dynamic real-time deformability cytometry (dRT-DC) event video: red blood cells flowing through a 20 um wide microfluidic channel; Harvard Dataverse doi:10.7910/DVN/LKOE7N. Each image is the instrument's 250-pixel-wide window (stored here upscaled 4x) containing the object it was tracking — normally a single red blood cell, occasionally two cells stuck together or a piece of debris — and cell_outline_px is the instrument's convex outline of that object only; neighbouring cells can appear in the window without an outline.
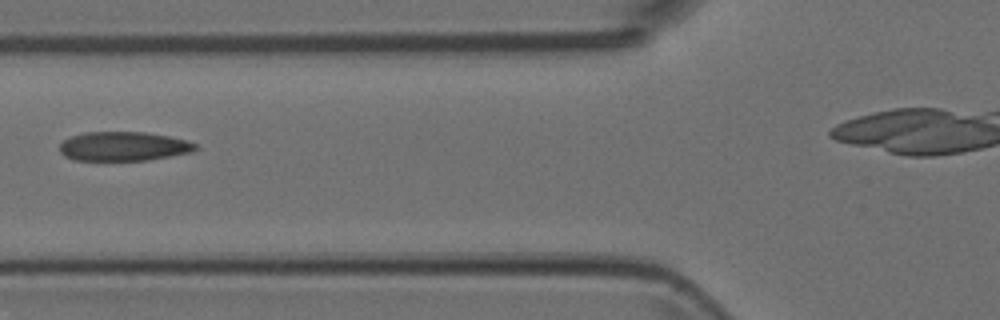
{"species": "Egyptian fruit bat (a non-hibernating species)", "species_latin": "Rousettus aegyptiacus", "temperature_condition": "room temperature", "stored_images_in_passage": 4, "camera_frame_rate_fps": 3000, "um_per_image_px": 0.085, "animal": {"sex": "female"}, "frame": {"image": 1, "passage_image": 3, "time_ms": 0.667, "image_size_px": [1000, 320], "cell_outline_px": [[200, 148], [192, 152], [148, 160], [76, 160], [64, 156], [60, 152], [60, 144], [64, 140], [72, 136], [84, 132], [144, 132], [168, 136], [184, 140], [196, 144]], "centroid_in_image_um": [10.5, 12.44], "position_along_channel_um": 115.3, "area_um2": 23.0}}
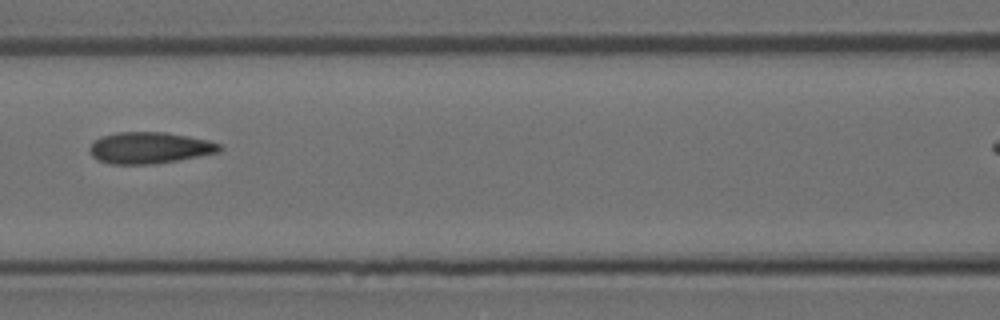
{"frame": {"image": 2, "passage_image": 4, "time_ms": 1.0, "image_size_px": [1000, 320], "cell_outline_px": [[224, 148], [220, 152], [176, 160], [152, 164], [112, 164], [96, 160], [92, 156], [88, 148], [100, 136], [116, 132], [164, 132], [188, 136], [208, 140], [220, 144]], "centroid_in_image_um": [12.7, 12.56], "position_along_channel_um": 153.9, "area_um2": 23.81}}